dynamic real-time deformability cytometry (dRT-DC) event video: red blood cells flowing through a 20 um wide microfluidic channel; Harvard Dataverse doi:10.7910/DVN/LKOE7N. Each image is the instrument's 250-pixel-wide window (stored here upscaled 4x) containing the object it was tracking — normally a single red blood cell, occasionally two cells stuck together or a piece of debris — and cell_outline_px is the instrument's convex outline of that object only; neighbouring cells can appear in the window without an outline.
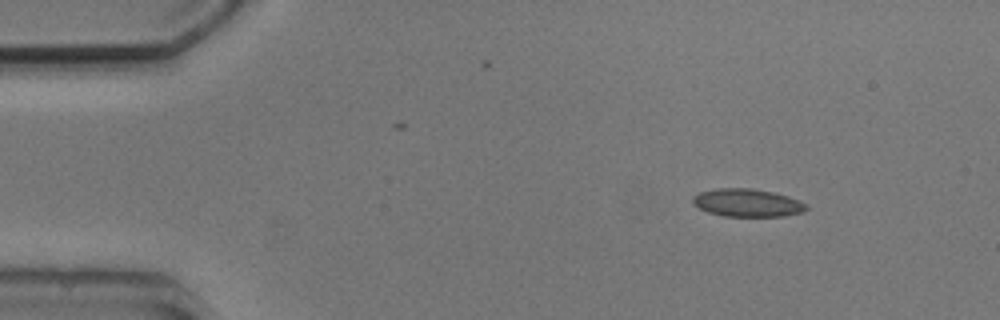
{"species": "common noctule bat (a hibernating species)", "species_latin": "Nyctalus noctula", "temperature_condition": "cold", "stored_images_in_passage": 7, "camera_frame_rate_fps": 3000, "um_per_image_px": 0.085, "animal": {"sex": "male", "body_mass_g": 20.5, "forearm_length_mm": 52.5}, "frame": {"image": 1, "passage_image": 1, "time_ms": 0.0, "image_size_px": [1000, 320], "cell_outline_px": [[808, 208], [804, 212], [784, 216], [724, 216], [708, 212], [692, 204], [692, 196], [700, 192], [716, 188], [752, 188], [772, 192], [788, 196], [808, 204]], "centroid_in_image_um": [63.52, 17.23], "position_along_channel_um": 21.5, "area_um2": 18.55}}